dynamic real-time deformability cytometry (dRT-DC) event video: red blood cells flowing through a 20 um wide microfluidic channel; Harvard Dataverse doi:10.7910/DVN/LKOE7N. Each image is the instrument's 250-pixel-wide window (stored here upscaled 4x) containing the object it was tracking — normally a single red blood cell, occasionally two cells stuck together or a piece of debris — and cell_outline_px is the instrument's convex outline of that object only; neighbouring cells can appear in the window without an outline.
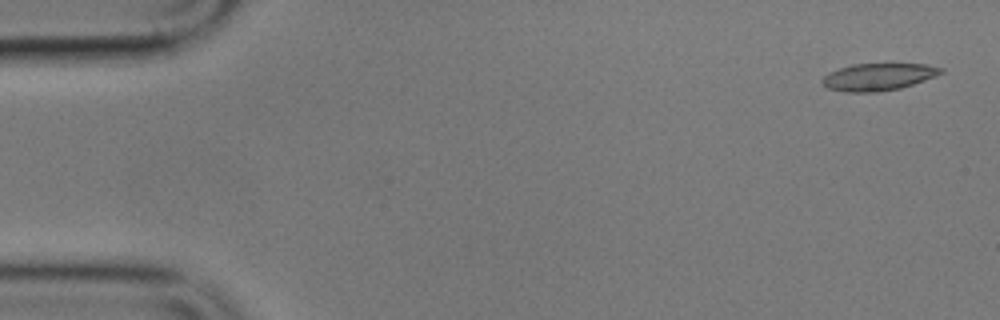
{"species": "common noctule bat (a hibernating species)", "species_latin": "Nyctalus noctula", "temperature_condition": "cold", "stored_images_in_passage": 6, "camera_frame_rate_fps": 3000, "um_per_image_px": 0.085, "animal": {"sex": "male", "body_mass_g": 17.9}, "frame": {"image": 1, "passage_image": 1, "time_ms": 0.0, "image_size_px": [1000, 320], "cell_outline_px": [[944, 72], [924, 80], [900, 88], [876, 92], [848, 92], [828, 88], [820, 80], [824, 76], [840, 68], [852, 64], [928, 64], [944, 68]], "centroid_in_image_um": [74.68, 6.53], "position_along_channel_um": 10.3, "area_um2": 18.55}}
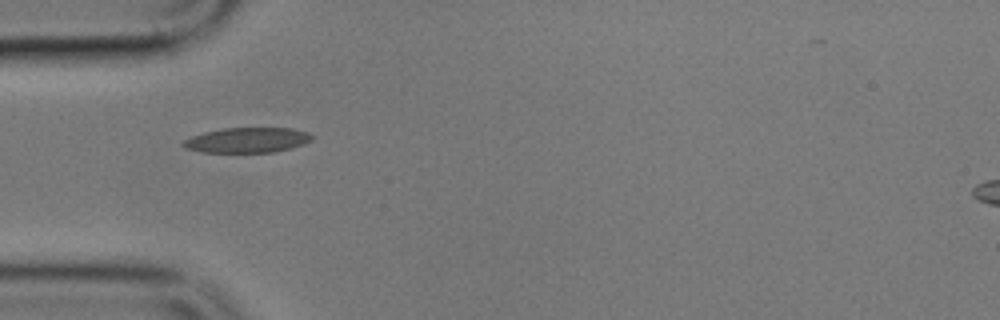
{"frame": {"image": 2, "passage_image": 5, "time_ms": 5.0, "image_size_px": [1000, 320], "cell_outline_px": [[316, 136], [312, 140], [304, 144], [292, 148], [276, 152], [200, 152], [184, 148], [180, 144], [184, 140], [192, 136], [204, 132], [224, 128], [292, 128], [308, 132]], "centroid_in_image_um": [21.04, 11.91], "position_along_channel_um": 64.0, "area_um2": 19.07}}
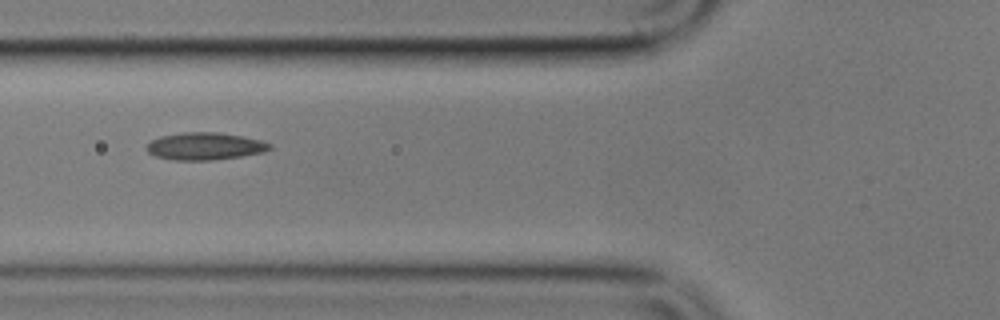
{"frame": {"image": 3, "passage_image": 6, "time_ms": 6.333, "image_size_px": [1000, 320], "cell_outline_px": [[272, 148], [264, 152], [240, 156], [212, 160], [176, 160], [156, 156], [148, 152], [144, 148], [152, 140], [160, 136], [184, 132], [220, 132], [260, 140], [272, 144]], "centroid_in_image_um": [17.41, 12.42], "position_along_channel_um": 108.4, "area_um2": 19.54}}